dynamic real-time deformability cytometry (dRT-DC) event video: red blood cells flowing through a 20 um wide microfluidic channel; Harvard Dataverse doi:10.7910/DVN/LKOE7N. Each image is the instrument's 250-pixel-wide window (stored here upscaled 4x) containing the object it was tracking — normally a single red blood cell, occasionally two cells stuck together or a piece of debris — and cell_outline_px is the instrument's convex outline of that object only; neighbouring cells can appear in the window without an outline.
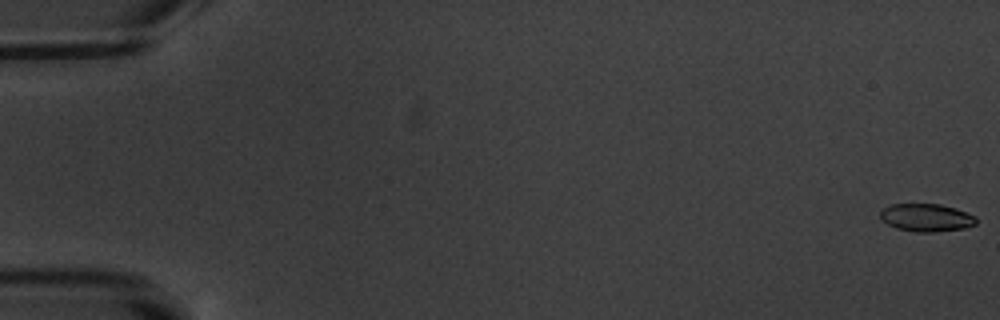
{"species": "common noctule bat (a hibernating species)", "species_latin": "Nyctalus noctula", "temperature_condition": "warm", "stored_images_in_passage": 5, "camera_frame_rate_fps": 3000, "um_per_image_px": 0.085, "animal": {"sex": "male", "body_mass_g": 20.1, "forearm_length_mm": 53.5}, "frame": {"image": 1, "passage_image": 1, "time_ms": 0.0, "image_size_px": [1000, 320], "cell_outline_px": [[976, 224], [964, 228], [932, 232], [916, 232], [896, 228], [888, 224], [880, 216], [880, 212], [884, 208], [892, 204], [940, 204], [956, 208], [976, 216]], "centroid_in_image_um": [78.76, 18.49], "position_along_channel_um": 6.2, "area_um2": 15.43}}